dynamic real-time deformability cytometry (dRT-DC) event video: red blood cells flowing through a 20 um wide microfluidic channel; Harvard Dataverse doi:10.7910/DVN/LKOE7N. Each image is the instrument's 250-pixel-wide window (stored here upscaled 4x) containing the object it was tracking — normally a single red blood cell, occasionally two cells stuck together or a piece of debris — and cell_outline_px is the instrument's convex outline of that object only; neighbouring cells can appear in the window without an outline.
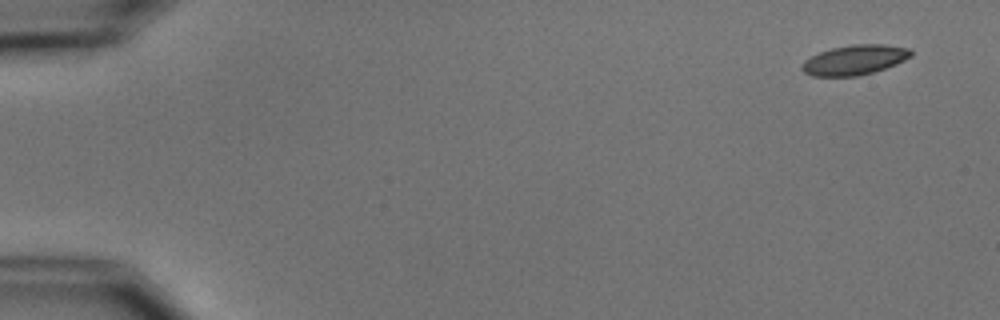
{"species": "common noctule bat (a hibernating species)", "species_latin": "Nyctalus noctula", "temperature_condition": "cold", "stored_images_in_passage": 4, "camera_frame_rate_fps": 3000, "um_per_image_px": 0.085, "animal": {"sex": "male", "body_mass_g": 15.6}, "frame": {"image": 1, "passage_image": 1, "time_ms": 0.0, "image_size_px": [1000, 320], "cell_outline_px": [[912, 56], [896, 64], [872, 72], [856, 76], [812, 76], [804, 72], [800, 68], [800, 64], [804, 60], [820, 52], [832, 48], [852, 44], [884, 44], [912, 48]], "centroid_in_image_um": [72.64, 5.08], "position_along_channel_um": 12.4, "area_um2": 19.02}}